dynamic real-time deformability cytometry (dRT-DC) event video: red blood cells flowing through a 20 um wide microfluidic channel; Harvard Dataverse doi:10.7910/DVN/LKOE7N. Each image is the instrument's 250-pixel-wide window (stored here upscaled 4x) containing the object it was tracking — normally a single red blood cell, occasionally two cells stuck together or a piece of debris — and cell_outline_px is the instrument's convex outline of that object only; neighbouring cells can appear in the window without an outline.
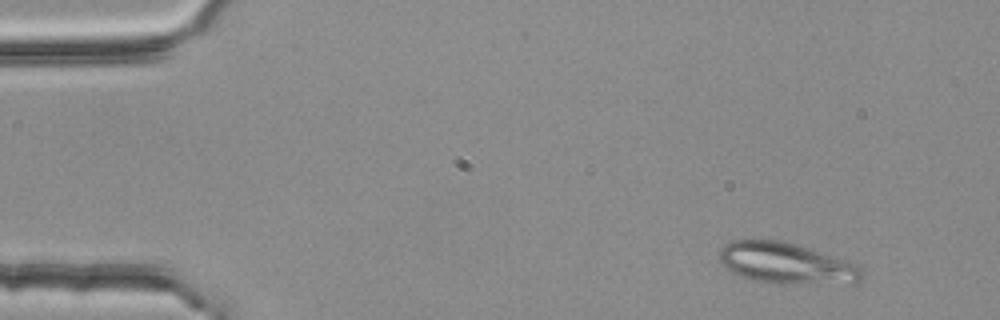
{"species": "common noctule bat (a hibernating species)", "species_latin": "Nyctalus noctula", "temperature_condition": "room temperature", "stored_images_in_passage": 3, "camera_frame_rate_fps": 3000, "um_per_image_px": 0.085, "animal": {"sex": "female", "body_mass_g": 25.1}, "frame": {"image": 1, "passage_image": 1, "time_ms": 0.0, "image_size_px": [1000, 320], "cell_outline_px": [[864, 272], [852, 284], [780, 284], [756, 280], [740, 276], [732, 272], [720, 264], [720, 248], [724, 244], [732, 240], [780, 240], [836, 256], [848, 260], [860, 268]], "centroid_in_image_um": [66.82, 22.39], "position_along_channel_um": 18.2, "area_um2": 34.22}}